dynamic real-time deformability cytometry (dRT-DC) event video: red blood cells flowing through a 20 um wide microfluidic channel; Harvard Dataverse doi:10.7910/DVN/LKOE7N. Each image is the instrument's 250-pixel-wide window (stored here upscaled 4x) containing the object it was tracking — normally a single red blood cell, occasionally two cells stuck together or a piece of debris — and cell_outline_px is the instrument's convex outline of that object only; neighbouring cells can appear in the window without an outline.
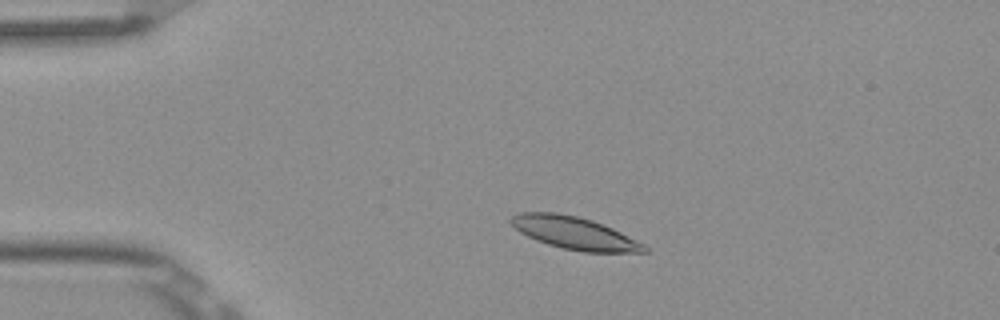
{"species": "Egyptian fruit bat (a non-hibernating species)", "species_latin": "Rousettus aegyptiacus", "temperature_condition": "room temperature", "stored_images_in_passage": 3, "camera_frame_rate_fps": 3000, "um_per_image_px": 0.085, "frame": {"image": 1, "passage_image": 2, "time_ms": 0.333, "image_size_px": [1000, 320], "cell_outline_px": [[648, 252], [584, 252], [564, 248], [548, 244], [536, 240], [520, 232], [508, 220], [512, 216], [520, 212], [556, 212], [576, 216], [592, 220], [612, 228], [644, 244], [648, 248]], "centroid_in_image_um": [48.82, 19.8], "position_along_channel_um": 36.2, "area_um2": 24.97}}